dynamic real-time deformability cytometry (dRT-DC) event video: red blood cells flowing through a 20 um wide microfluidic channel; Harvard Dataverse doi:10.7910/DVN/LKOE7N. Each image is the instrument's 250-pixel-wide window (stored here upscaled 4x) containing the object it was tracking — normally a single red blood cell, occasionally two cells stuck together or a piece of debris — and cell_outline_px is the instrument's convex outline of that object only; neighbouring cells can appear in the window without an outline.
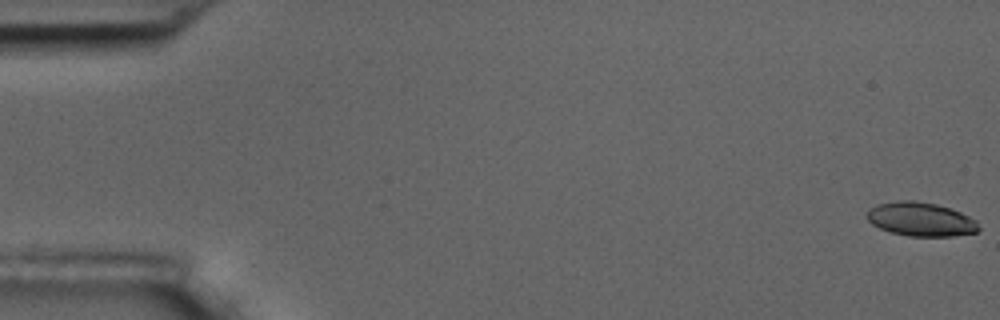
{"species": "common noctule bat (a hibernating species)", "species_latin": "Nyctalus noctula", "temperature_condition": "room temperature", "stored_images_in_passage": 57, "camera_frame_rate_fps": 3000, "um_per_image_px": 0.085, "animal": {"sex": "male", "body_mass_g": 17.5, "forearm_length_mm": 52.3}, "frame": {"image": 1, "passage_image": 1, "time_ms": 0.0, "image_size_px": [1000, 320], "cell_outline_px": [[980, 228], [976, 232], [952, 236], [908, 236], [888, 232], [872, 224], [864, 216], [868, 208], [876, 204], [896, 200], [916, 200], [936, 204], [960, 212], [976, 220]], "centroid_in_image_um": [78.2, 18.63], "position_along_channel_um": 6.8, "area_um2": 22.31}}
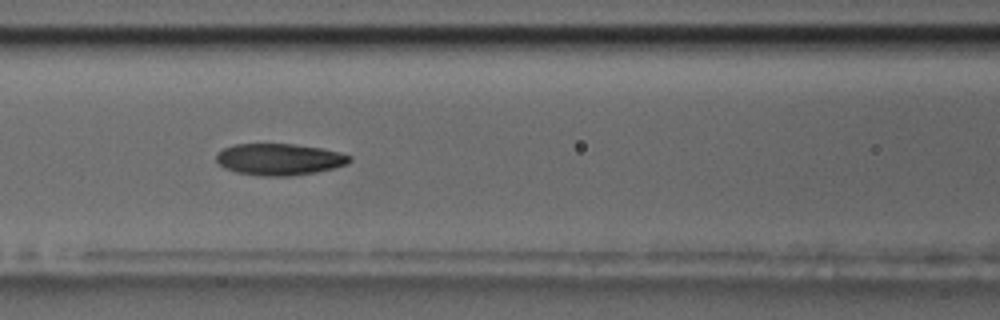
{"frame": {"image": 2, "passage_image": 25, "time_ms": 8.0, "image_size_px": [1000, 320], "cell_outline_px": [[352, 160], [348, 164], [316, 172], [288, 176], [260, 176], [236, 172], [224, 168], [216, 160], [216, 152], [232, 144], [292, 144], [320, 148], [340, 152], [352, 156]], "centroid_in_image_um": [23.73, 13.54], "position_along_channel_um": 142.9, "area_um2": 24.62}}
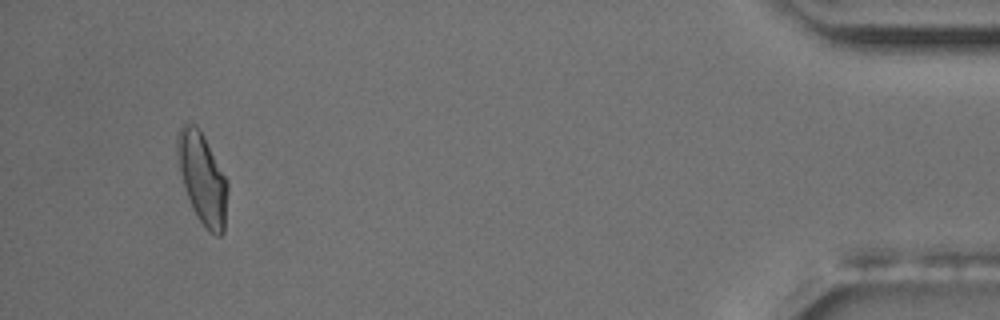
{"frame": {"image": 3, "passage_image": 54, "time_ms": 17.667, "image_size_px": [1000, 320], "cell_outline_px": [[228, 192], [224, 232], [220, 236], [216, 236], [200, 220], [188, 196], [184, 184], [176, 152], [176, 136], [184, 120], [188, 120], [196, 124], [204, 136], [228, 180]], "centroid_in_image_um": [17.22, 15.06], "position_along_channel_um": 418.0, "area_um2": 26.47}, "authors_computed_cell_mechanics": {"area_um2": 24.6228, "velocity_mm_per_s": 3.5883, "shape_relaxation_time_tau1_ms": 6.7104, "shape_relaxation_time_tau2_ms": 2.3248, "deformation_change_tau1": 0.1695, "deformation_change_tau2": 0.0897}}